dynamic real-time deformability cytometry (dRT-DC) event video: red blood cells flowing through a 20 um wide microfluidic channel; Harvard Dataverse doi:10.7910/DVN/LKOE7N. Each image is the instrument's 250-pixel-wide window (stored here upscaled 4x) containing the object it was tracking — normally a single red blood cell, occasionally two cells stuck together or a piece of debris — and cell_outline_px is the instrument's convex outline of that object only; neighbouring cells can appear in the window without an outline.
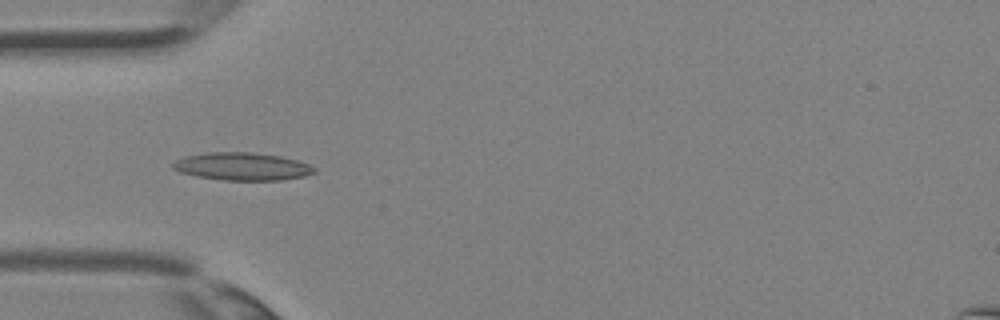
{"species": "Egyptian fruit bat (a non-hibernating species)", "species_latin": "Rousettus aegyptiacus", "temperature_condition": "room temperature", "stored_images_in_passage": 3, "camera_frame_rate_fps": 3000, "um_per_image_px": 0.085, "animal": {"sex": "female"}, "frame": {"image": 1, "passage_image": 3, "time_ms": 0.667, "image_size_px": [1000, 320], "cell_outline_px": [[316, 172], [304, 176], [280, 180], [224, 180], [196, 176], [180, 172], [172, 168], [172, 164], [176, 160], [184, 156], [208, 152], [252, 152], [280, 156], [296, 160], [308, 164], [316, 168]], "centroid_in_image_um": [20.57, 14.14], "position_along_channel_um": 64.4, "area_um2": 22.83}}